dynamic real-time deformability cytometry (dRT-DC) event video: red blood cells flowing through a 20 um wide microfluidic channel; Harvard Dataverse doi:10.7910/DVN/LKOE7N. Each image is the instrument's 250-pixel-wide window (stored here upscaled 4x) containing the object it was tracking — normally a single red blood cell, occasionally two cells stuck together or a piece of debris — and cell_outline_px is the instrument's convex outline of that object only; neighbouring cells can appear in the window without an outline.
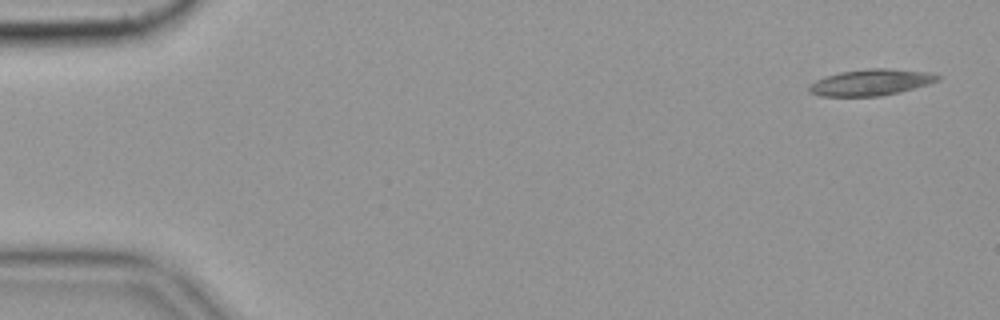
{"species": "common noctule bat (a hibernating species)", "species_latin": "Nyctalus noctula", "temperature_condition": "cold", "stored_images_in_passage": 56, "camera_frame_rate_fps": 3000, "um_per_image_px": 0.085, "animal": {"sex": "female", "body_mass_g": 19.9}, "frame": {"image": 1, "passage_image": 2, "time_ms": 0.333, "image_size_px": [1000, 320], "cell_outline_px": [[940, 76], [936, 80], [900, 92], [880, 96], [820, 96], [808, 92], [808, 88], [816, 80], [824, 76], [840, 72], [868, 68], [888, 68], [932, 72]], "centroid_in_image_um": [73.97, 6.99], "position_along_channel_um": 11.0, "area_um2": 19.54}}
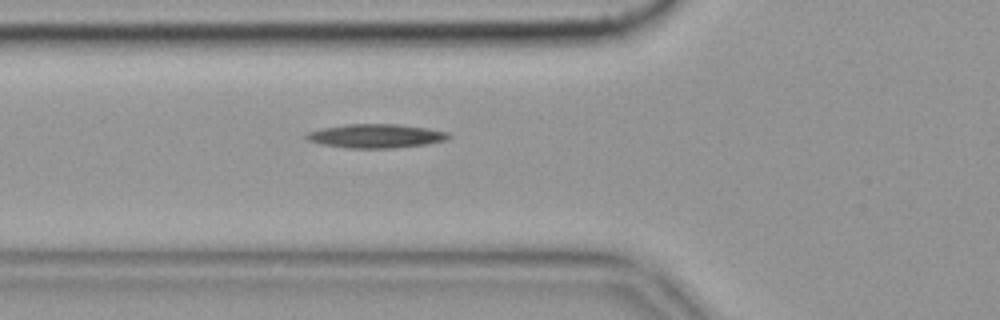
{"frame": {"image": 2, "passage_image": 20, "time_ms": 6.333, "image_size_px": [1000, 320], "cell_outline_px": [[452, 136], [448, 140], [428, 144], [392, 148], [348, 148], [324, 144], [308, 140], [304, 136], [308, 132], [324, 128], [344, 124], [396, 124], [428, 128], [448, 132]], "centroid_in_image_um": [32.01, 11.55], "position_along_channel_um": 93.8, "area_um2": 19.77}}
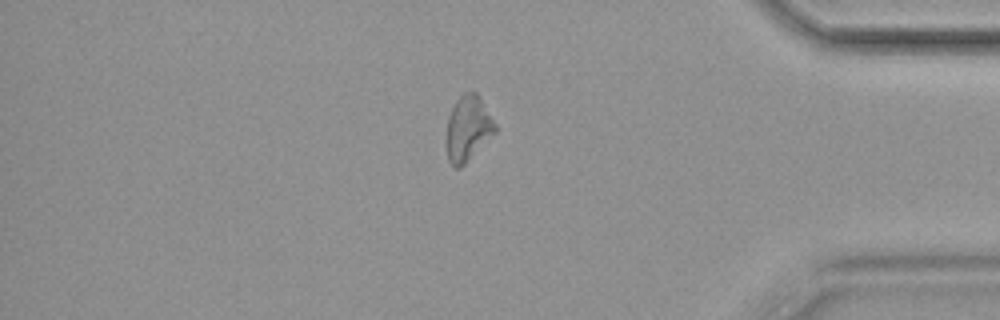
{"frame": {"image": 3, "passage_image": 48, "time_ms": 15.667, "image_size_px": [1000, 320], "cell_outline_px": [[496, 132], [460, 168], [452, 168], [448, 160], [448, 116], [456, 100], [464, 92], [476, 92], [496, 124]], "centroid_in_image_um": [39.78, 10.92], "position_along_channel_um": 395.4, "area_um2": 18.09}}